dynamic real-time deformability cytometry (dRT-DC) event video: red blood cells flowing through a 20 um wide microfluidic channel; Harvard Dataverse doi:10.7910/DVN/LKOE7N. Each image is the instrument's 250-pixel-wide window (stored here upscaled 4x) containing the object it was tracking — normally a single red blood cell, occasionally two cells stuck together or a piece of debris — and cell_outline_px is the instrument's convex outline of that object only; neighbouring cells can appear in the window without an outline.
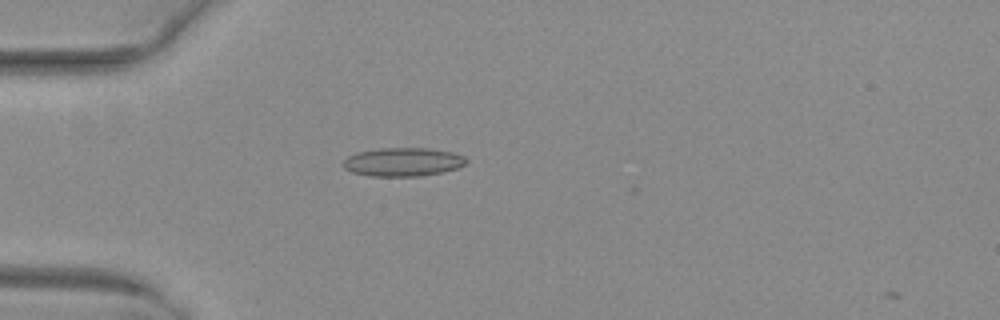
{"species": "common noctule bat (a hibernating species)", "species_latin": "Nyctalus noctula", "temperature_condition": "warm", "stored_images_in_passage": 40, "camera_frame_rate_fps": 3000, "um_per_image_px": 0.085, "animal": {"sex": "female", "body_mass_g": 29.2, "forearm_length_mm": 56.3}, "frame": {"image": 1, "passage_image": 4, "time_ms": 1.0, "image_size_px": [1000, 320], "cell_outline_px": [[468, 160], [464, 164], [456, 168], [440, 172], [420, 176], [368, 176], [352, 172], [344, 168], [344, 160], [348, 156], [356, 152], [380, 148], [428, 148], [452, 152], [464, 156]], "centroid_in_image_um": [34.22, 13.76], "position_along_channel_um": 50.8, "area_um2": 20.4}}
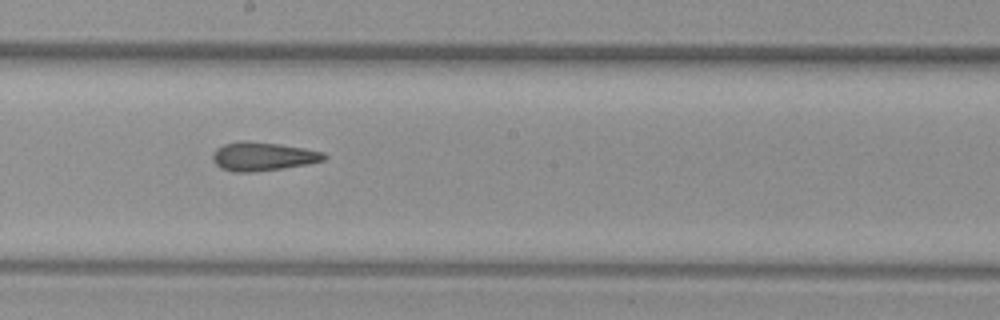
{"frame": {"image": 2, "passage_image": 18, "time_ms": 5.667, "image_size_px": [1000, 320], "cell_outline_px": [[328, 156], [324, 160], [308, 164], [252, 172], [232, 172], [220, 168], [212, 160], [212, 152], [216, 148], [224, 144], [240, 140], [248, 140], [280, 144], [304, 148], [324, 152]], "centroid_in_image_um": [22.3, 13.28], "position_along_channel_um": 225.9, "area_um2": 18.79}}
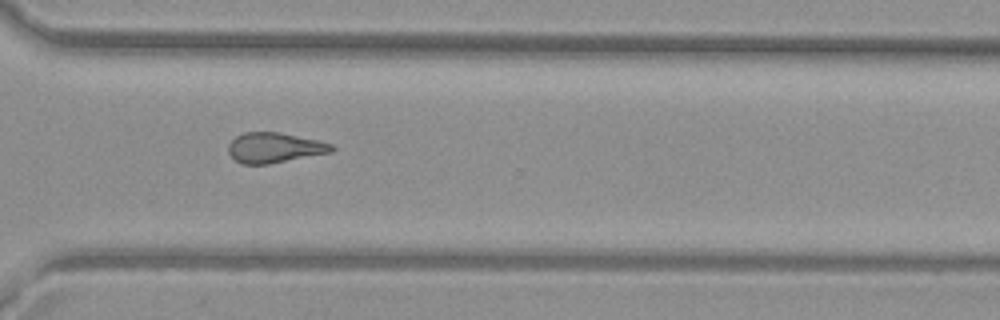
{"frame": {"image": 3, "passage_image": 27, "time_ms": 8.667, "image_size_px": [1000, 320], "cell_outline_px": [[336, 148], [332, 152], [268, 164], [240, 164], [228, 152], [228, 144], [236, 136], [244, 132], [280, 132], [316, 140], [332, 144]], "centroid_in_image_um": [23.32, 12.55], "position_along_channel_um": 347.3, "area_um2": 18.09}, "authors_computed_cell_mechanics": {"area_um2": 18.4382, "velocity_mm_per_s": 4.0535, "shape_relaxation_time_tau1_ms": null, "shape_relaxation_time_tau2_ms": 3.3865, "deformation_change_tau1": null, "deformation_change_tau2": 0.1278}}